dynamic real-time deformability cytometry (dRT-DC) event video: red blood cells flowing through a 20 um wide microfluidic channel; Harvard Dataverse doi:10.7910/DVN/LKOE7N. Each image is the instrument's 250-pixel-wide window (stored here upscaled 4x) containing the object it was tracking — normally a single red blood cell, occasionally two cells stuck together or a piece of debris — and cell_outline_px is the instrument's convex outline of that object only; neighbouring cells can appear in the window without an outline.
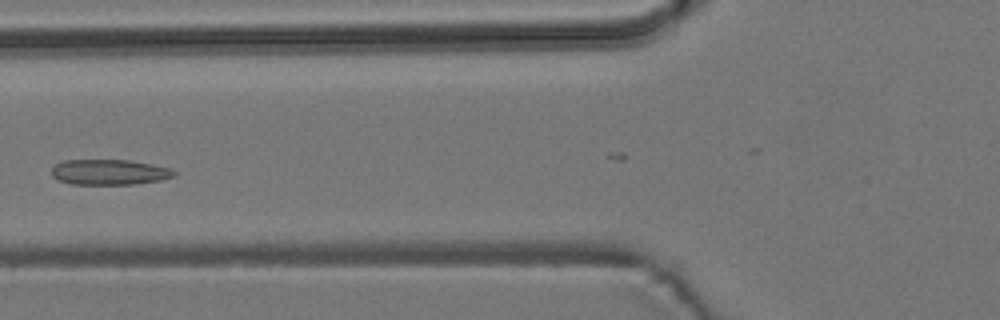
{"species": "common noctule bat (a hibernating species)", "species_latin": "Nyctalus noctula", "temperature_condition": "room temperature", "stored_images_in_passage": 37, "camera_frame_rate_fps": 3000, "um_per_image_px": 0.085, "animal": {"sex": "male", "body_mass_g": 19.2, "forearm_length_mm": 51.8}, "frame": {"image": 1, "passage_image": 3, "time_ms": 0.667, "image_size_px": [1000, 320], "cell_outline_px": [[176, 176], [160, 180], [132, 184], [72, 184], [60, 180], [52, 176], [52, 168], [56, 164], [64, 160], [128, 160], [152, 164], [168, 168], [176, 172]], "centroid_in_image_um": [9.29, 14.63], "position_along_channel_um": 116.5, "area_um2": 17.98}}
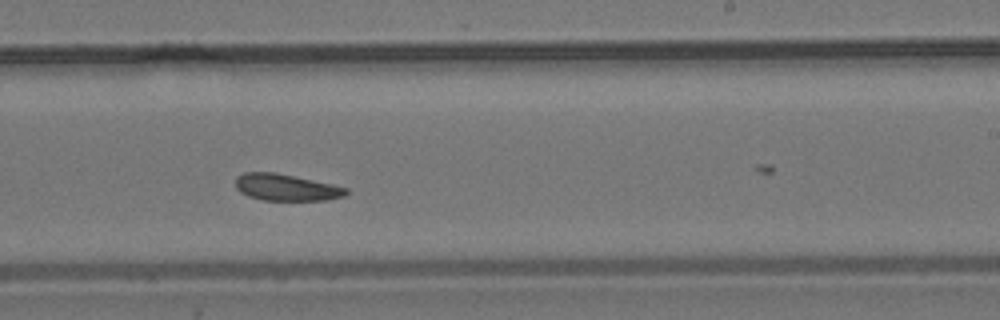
{"frame": {"image": 2, "passage_image": 15, "time_ms": 4.667, "image_size_px": [1000, 320], "cell_outline_px": [[348, 192], [344, 196], [328, 200], [264, 200], [248, 196], [240, 192], [236, 188], [236, 176], [244, 172], [276, 172], [332, 184], [348, 188]], "centroid_in_image_um": [24.31, 15.92], "position_along_channel_um": 264.7, "area_um2": 17.22}}
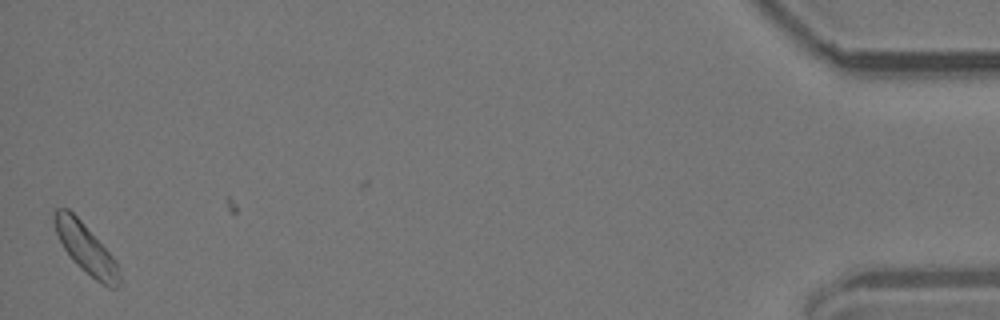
{"frame": {"image": 3, "passage_image": 36, "time_ms": 11.667, "image_size_px": [1000, 320], "cell_outline_px": [[120, 284], [116, 288], [108, 288], [96, 280], [80, 268], [72, 260], [64, 248], [56, 232], [52, 220], [52, 212], [56, 208], [68, 208], [80, 220], [116, 260], [120, 268]], "centroid_in_image_um": [7.29, 21.13], "position_along_channel_um": 427.9, "area_um2": 18.84}, "authors_computed_cell_mechanics": {"area_um2": 17.629, "velocity_mm_per_s": 3.7, "shape_relaxation_time_tau1_ms": 2.0687, "shape_relaxation_time_tau2_ms": null, "deformation_change_tau1": 0.045, "deformation_change_tau2": null}}